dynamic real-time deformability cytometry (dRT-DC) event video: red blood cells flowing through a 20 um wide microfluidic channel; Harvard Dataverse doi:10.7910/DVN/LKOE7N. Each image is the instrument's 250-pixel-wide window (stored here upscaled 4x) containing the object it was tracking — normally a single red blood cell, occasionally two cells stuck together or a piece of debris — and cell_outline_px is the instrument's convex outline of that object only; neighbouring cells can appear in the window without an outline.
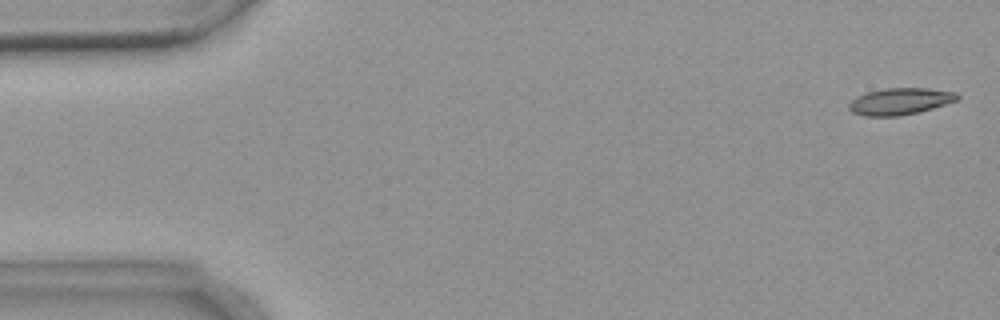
{"species": "common noctule bat (a hibernating species)", "species_latin": "Nyctalus noctula", "temperature_condition": "warm", "stored_images_in_passage": 4, "camera_frame_rate_fps": 3000, "um_per_image_px": 0.085, "animal": {"sex": "female", "body_mass_g": 18.4}, "frame": {"image": 1, "passage_image": 1, "time_ms": 0.0, "image_size_px": [1000, 320], "cell_outline_px": [[960, 96], [956, 100], [920, 112], [900, 116], [864, 116], [852, 112], [848, 108], [848, 104], [856, 96], [868, 92], [884, 88], [928, 88], [956, 92]], "centroid_in_image_um": [76.48, 8.61], "position_along_channel_um": 8.5, "area_um2": 16.88}}